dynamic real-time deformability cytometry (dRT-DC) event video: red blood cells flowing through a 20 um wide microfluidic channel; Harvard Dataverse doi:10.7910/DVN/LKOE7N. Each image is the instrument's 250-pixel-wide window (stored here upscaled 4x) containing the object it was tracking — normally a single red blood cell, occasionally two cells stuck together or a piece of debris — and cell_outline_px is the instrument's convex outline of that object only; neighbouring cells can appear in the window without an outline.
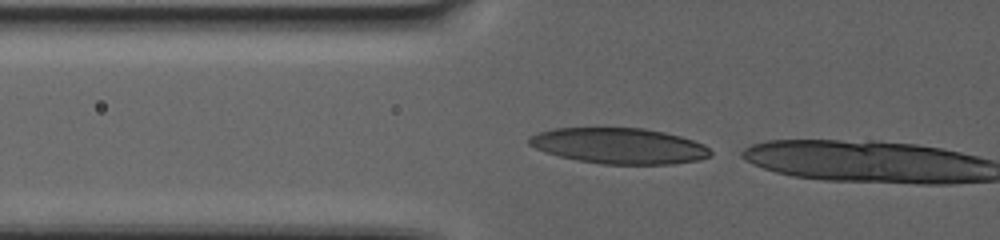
{"species": "human", "species_latin": "Homo sapiens", "temperature_condition": "warm", "stored_images_in_passage": 33, "camera_frame_rate_fps": 3000, "um_per_image_px": 0.085, "donor": {"sex": "female"}, "frame": {"image": 1, "passage_image": 32, "time_ms": 10.333, "image_size_px": [1000, 240], "cell_outline_px": [[712, 156], [700, 160], [672, 164], [604, 164], [576, 160], [544, 152], [528, 144], [528, 136], [540, 132], [556, 128], [644, 128], [664, 132], [680, 136], [704, 144], [712, 152]], "centroid_in_image_um": [52.64, 12.4], "position_along_channel_um": 73.2, "area_um2": 37.86}}